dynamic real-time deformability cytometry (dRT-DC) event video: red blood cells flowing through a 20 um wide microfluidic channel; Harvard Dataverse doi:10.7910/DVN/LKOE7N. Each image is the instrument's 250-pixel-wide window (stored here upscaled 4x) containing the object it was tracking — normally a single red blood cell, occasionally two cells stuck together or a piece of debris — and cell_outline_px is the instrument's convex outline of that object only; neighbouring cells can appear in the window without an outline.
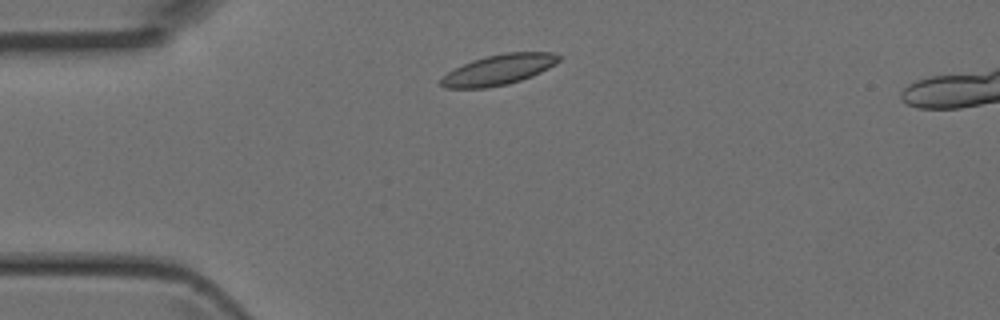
{"species": "Egyptian fruit bat (a non-hibernating species)", "species_latin": "Rousettus aegyptiacus", "temperature_condition": "room temperature", "stored_images_in_passage": 3, "camera_frame_rate_fps": 3000, "um_per_image_px": 0.085, "animal": {"sex": "female"}, "frame": {"image": 1, "passage_image": 1, "time_ms": 0.0, "image_size_px": [1000, 320], "cell_outline_px": [[564, 56], [556, 64], [532, 76], [508, 84], [484, 88], [444, 88], [440, 84], [440, 80], [448, 72], [472, 60], [504, 52], [552, 52]], "centroid_in_image_um": [42.43, 5.92], "position_along_channel_um": 42.6, "area_um2": 20.81}}
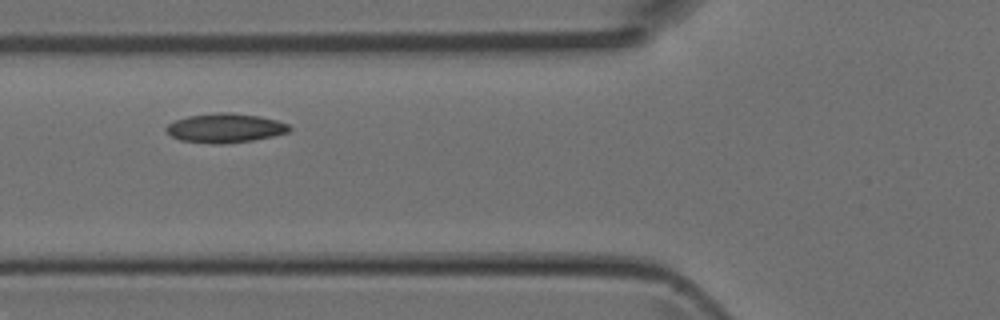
{"frame": {"image": 2, "passage_image": 3, "time_ms": 0.667, "image_size_px": [1000, 320], "cell_outline_px": [[292, 128], [288, 132], [272, 136], [252, 140], [220, 144], [212, 144], [180, 140], [172, 136], [164, 128], [168, 124], [176, 120], [188, 116], [212, 112], [232, 112], [260, 116], [276, 120], [288, 124]], "centroid_in_image_um": [19.13, 10.87], "position_along_channel_um": 106.7, "area_um2": 20.98}}